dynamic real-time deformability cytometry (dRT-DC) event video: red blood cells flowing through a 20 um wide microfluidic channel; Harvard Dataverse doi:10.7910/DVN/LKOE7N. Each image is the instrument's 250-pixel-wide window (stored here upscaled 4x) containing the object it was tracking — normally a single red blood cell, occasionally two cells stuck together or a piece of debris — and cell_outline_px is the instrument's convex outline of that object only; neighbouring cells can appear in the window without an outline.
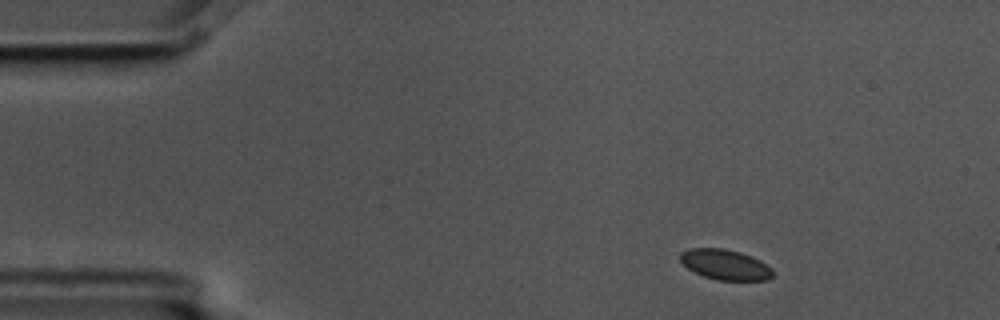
{"species": "common noctule bat (a hibernating species)", "species_latin": "Nyctalus noctula", "temperature_condition": "cold", "stored_images_in_passage": 10, "camera_frame_rate_fps": 3000, "um_per_image_px": 0.085, "animal": {"sex": "male", "body_mass_g": 17.5, "forearm_length_mm": 52.3}, "frame": {"image": 1, "passage_image": 1, "time_ms": 0.0, "image_size_px": [1000, 320], "cell_outline_px": [[772, 276], [768, 280], [716, 280], [704, 276], [688, 268], [680, 260], [680, 252], [688, 248], [724, 248], [740, 252], [752, 256], [760, 260], [772, 268]], "centroid_in_image_um": [61.64, 22.48], "position_along_channel_um": 23.4, "area_um2": 16.36}}
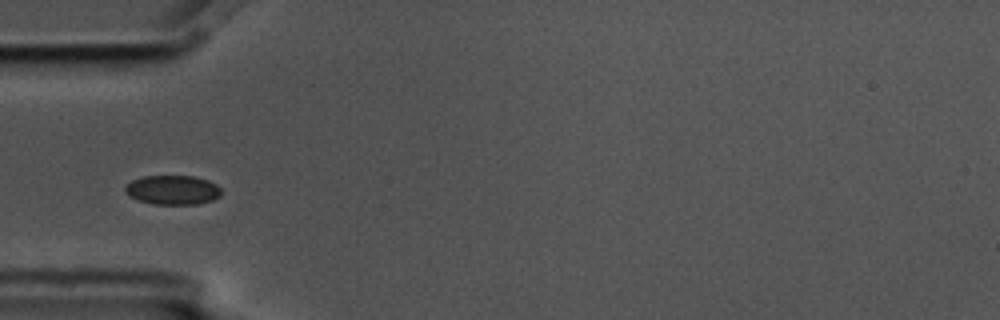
{"frame": {"image": 2, "passage_image": 4, "time_ms": 1.0, "image_size_px": [1000, 320], "cell_outline_px": [[220, 196], [212, 200], [196, 204], [152, 204], [136, 200], [128, 196], [124, 192], [124, 188], [132, 180], [144, 176], [196, 176], [208, 180], [216, 184], [220, 188]], "centroid_in_image_um": [14.65, 16.15], "position_along_channel_um": 70.4, "area_um2": 16.53}}
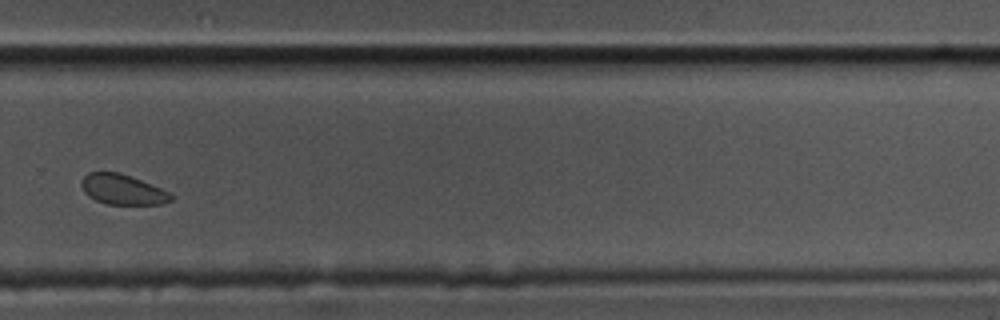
{"frame": {"image": 3, "passage_image": 10, "time_ms": 3.0, "image_size_px": [1000, 320], "cell_outline_px": [[172, 200], [164, 204], [108, 204], [96, 200], [88, 196], [84, 192], [80, 184], [80, 180], [88, 172], [120, 172], [132, 176], [160, 188], [168, 192], [172, 196]], "centroid_in_image_um": [10.38, 16.1], "position_along_channel_um": 319.4, "area_um2": 15.78}}